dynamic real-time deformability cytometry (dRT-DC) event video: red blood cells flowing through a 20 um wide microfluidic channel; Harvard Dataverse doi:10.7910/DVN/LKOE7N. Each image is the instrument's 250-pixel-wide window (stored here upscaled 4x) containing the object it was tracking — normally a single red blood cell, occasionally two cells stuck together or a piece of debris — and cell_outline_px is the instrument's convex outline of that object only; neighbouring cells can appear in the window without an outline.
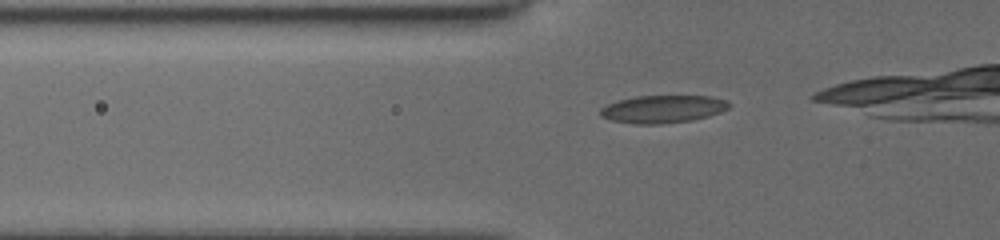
{"species": "common noctule bat (a hibernating species)", "species_latin": "Nyctalus noctula", "temperature_condition": "cold", "stored_images_in_passage": 16, "camera_frame_rate_fps": 3000, "um_per_image_px": 0.085, "animal": {"sex": "female", "body_mass_g": 19.5, "forearm_length_mm": 54.1}, "frame": {"image": 1, "passage_image": 10, "time_ms": 3.0, "image_size_px": [1000, 240], "cell_outline_px": [[728, 108], [720, 112], [708, 116], [692, 120], [660, 124], [636, 124], [612, 120], [600, 116], [600, 108], [608, 104], [620, 100], [636, 96], [712, 96], [724, 100], [728, 104]], "centroid_in_image_um": [56.31, 9.27], "position_along_channel_um": 69.5, "area_um2": 20.52}}
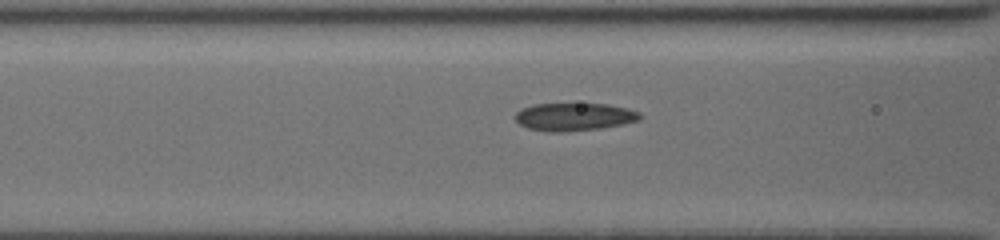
{"frame": {"image": 2, "passage_image": 14, "time_ms": 4.333, "image_size_px": [1000, 240], "cell_outline_px": [[640, 120], [600, 128], [560, 132], [548, 132], [528, 128], [520, 124], [516, 120], [516, 112], [520, 108], [532, 104], [608, 104], [628, 108], [640, 112]], "centroid_in_image_um": [48.78, 9.92], "position_along_channel_um": 117.8, "area_um2": 20.11}}